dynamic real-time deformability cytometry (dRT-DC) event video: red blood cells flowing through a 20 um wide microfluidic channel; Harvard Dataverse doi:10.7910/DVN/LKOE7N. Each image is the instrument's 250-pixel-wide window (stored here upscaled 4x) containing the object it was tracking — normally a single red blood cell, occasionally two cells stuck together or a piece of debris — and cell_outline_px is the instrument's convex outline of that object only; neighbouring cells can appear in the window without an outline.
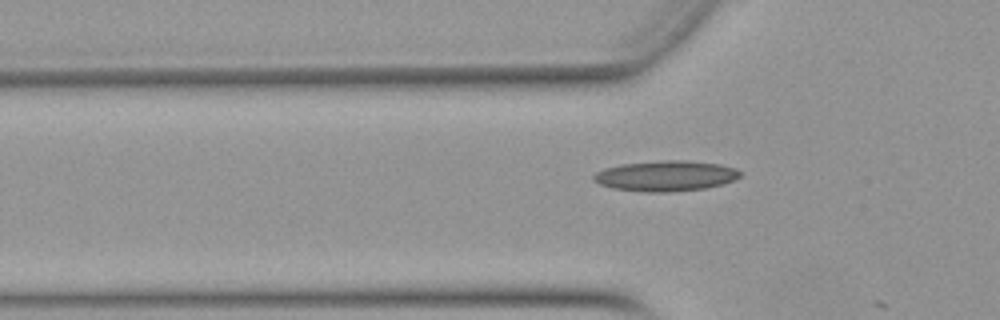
{"species": "Egyptian fruit bat (a non-hibernating species)", "species_latin": "Rousettus aegyptiacus", "temperature_condition": "warm", "stored_images_in_passage": 7, "camera_frame_rate_fps": 3000, "um_per_image_px": 0.085, "animal": {"sex": "female"}, "frame": {"image": 1, "passage_image": 6, "time_ms": 1.667, "image_size_px": [1000, 320], "cell_outline_px": [[740, 176], [724, 184], [704, 188], [672, 192], [644, 192], [612, 188], [600, 184], [592, 180], [592, 176], [596, 172], [604, 168], [620, 164], [668, 160], [684, 160], [720, 164], [736, 168], [740, 172]], "centroid_in_image_um": [56.56, 14.95], "position_along_channel_um": 69.2, "area_um2": 26.07}}